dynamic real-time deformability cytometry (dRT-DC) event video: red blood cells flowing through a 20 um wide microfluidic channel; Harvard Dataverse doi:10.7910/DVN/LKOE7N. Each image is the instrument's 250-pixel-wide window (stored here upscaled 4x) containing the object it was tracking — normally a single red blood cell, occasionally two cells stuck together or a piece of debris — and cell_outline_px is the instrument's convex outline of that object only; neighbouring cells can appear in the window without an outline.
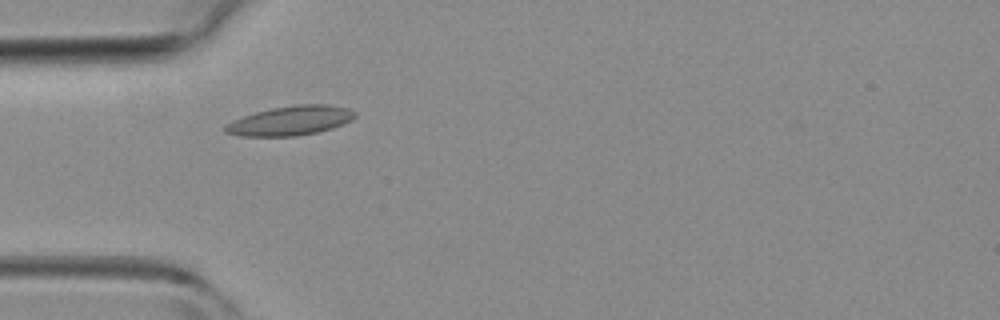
{"species": "common noctule bat (a hibernating species)", "species_latin": "Nyctalus noctula", "temperature_condition": "room temperature", "stored_images_in_passage": 1, "camera_frame_rate_fps": 3000, "um_per_image_px": 0.085, "animal": {"sex": "female", "body_mass_g": 19.3, "forearm_length_mm": 54.1}, "frame": {"image": 1, "passage_image": 1, "time_ms": 0.0, "image_size_px": [1000, 320], "cell_outline_px": [[356, 116], [352, 120], [332, 128], [316, 132], [296, 136], [240, 136], [224, 132], [224, 124], [232, 120], [256, 112], [272, 108], [296, 104], [328, 104], [348, 108], [356, 112]], "centroid_in_image_um": [24.68, 10.25], "position_along_channel_um": 60.3, "area_um2": 22.25}}